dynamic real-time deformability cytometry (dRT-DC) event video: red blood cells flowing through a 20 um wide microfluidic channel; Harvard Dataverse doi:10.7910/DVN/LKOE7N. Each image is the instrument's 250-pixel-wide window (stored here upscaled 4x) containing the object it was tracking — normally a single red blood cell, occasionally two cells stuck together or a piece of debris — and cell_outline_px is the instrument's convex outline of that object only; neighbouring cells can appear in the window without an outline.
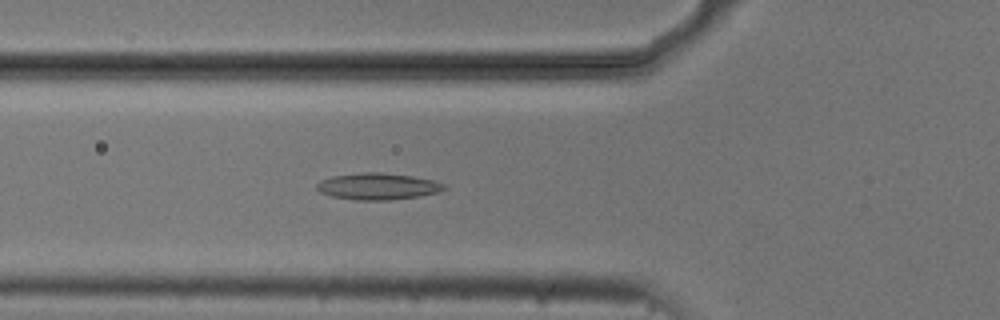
{"species": "common noctule bat (a hibernating species)", "species_latin": "Nyctalus noctula", "temperature_condition": "cold", "stored_images_in_passage": 53, "camera_frame_rate_fps": 3000, "um_per_image_px": 0.085, "animal": {"sex": "male", "body_mass_g": 20.5, "forearm_length_mm": 52.5}, "frame": {"image": 1, "passage_image": 18, "time_ms": 5.667, "image_size_px": [1000, 320], "cell_outline_px": [[448, 188], [440, 192], [420, 196], [388, 200], [356, 200], [332, 196], [320, 192], [316, 188], [316, 184], [320, 180], [332, 176], [360, 172], [380, 172], [412, 176], [432, 180], [444, 184]], "centroid_in_image_um": [32.11, 15.84], "position_along_channel_um": 93.7, "area_um2": 19.83}}
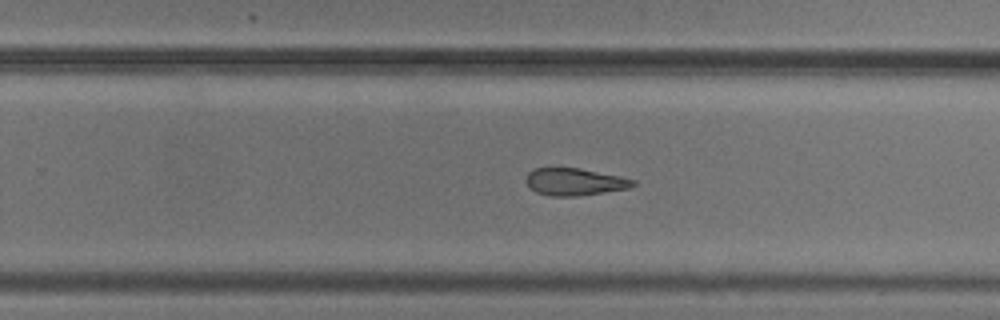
{"frame": {"image": 2, "passage_image": 33, "time_ms": 10.667, "image_size_px": [1000, 320], "cell_outline_px": [[636, 184], [628, 188], [580, 196], [552, 196], [536, 192], [524, 180], [528, 172], [532, 168], [580, 168], [620, 176], [636, 180]], "centroid_in_image_um": [48.84, 15.45], "position_along_channel_um": 281.0, "area_um2": 16.99}}
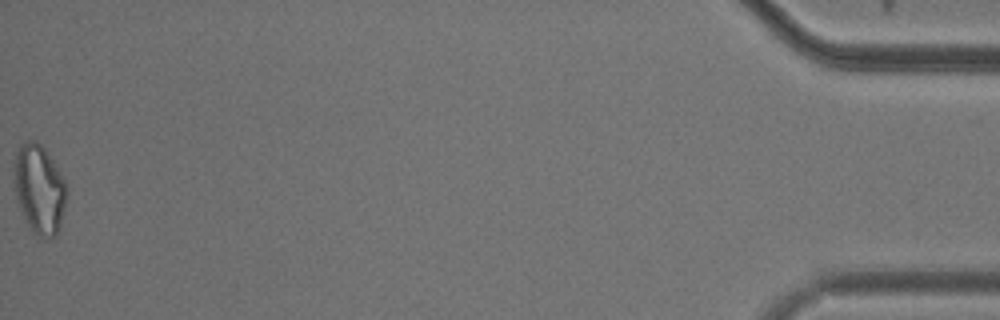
{"frame": {"image": 3, "passage_image": 53, "time_ms": 17.333, "image_size_px": [1000, 320], "cell_outline_px": [[68, 192], [60, 224], [56, 236], [52, 240], [44, 240], [28, 224], [16, 200], [16, 152], [20, 144], [24, 140], [36, 140], [44, 148], [52, 160], [64, 180], [68, 188]], "centroid_in_image_um": [3.38, 16.09], "position_along_channel_um": 431.8, "area_um2": 26.82}, "authors_computed_cell_mechanics": {"area_um2": 19.7676, "velocity_mm_per_s": 3.7416, "shape_relaxation_time_tau1_ms": null, "shape_relaxation_time_tau2_ms": 5.1594, "deformation_change_tau1": null, "deformation_change_tau2": 0.1473}}